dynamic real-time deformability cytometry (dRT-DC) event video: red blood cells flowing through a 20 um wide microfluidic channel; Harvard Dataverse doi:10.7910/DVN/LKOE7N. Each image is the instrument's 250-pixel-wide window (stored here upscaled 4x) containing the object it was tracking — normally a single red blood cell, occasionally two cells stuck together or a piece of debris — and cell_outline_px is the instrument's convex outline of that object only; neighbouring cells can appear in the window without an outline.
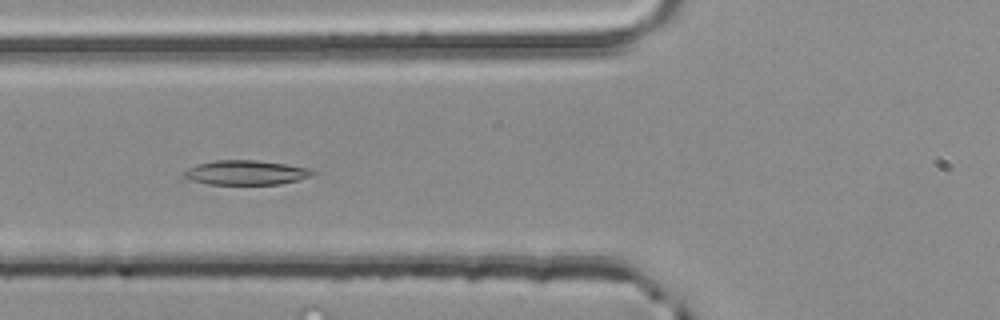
{"species": "common noctule bat (a hibernating species)", "species_latin": "Nyctalus noctula", "temperature_condition": "room temperature", "stored_images_in_passage": 37, "camera_frame_rate_fps": 3000, "um_per_image_px": 0.085, "animal": {"sex": "male", "body_mass_g": 20.4}, "frame": {"image": 1, "passage_image": 5, "time_ms": 1.333, "image_size_px": [1000, 320], "cell_outline_px": [[316, 172], [312, 176], [280, 184], [208, 184], [192, 180], [184, 176], [184, 172], [188, 168], [196, 164], [216, 160], [256, 160], [284, 164], [308, 168]], "centroid_in_image_um": [20.9, 14.66], "position_along_channel_um": 104.9, "area_um2": 18.15}}
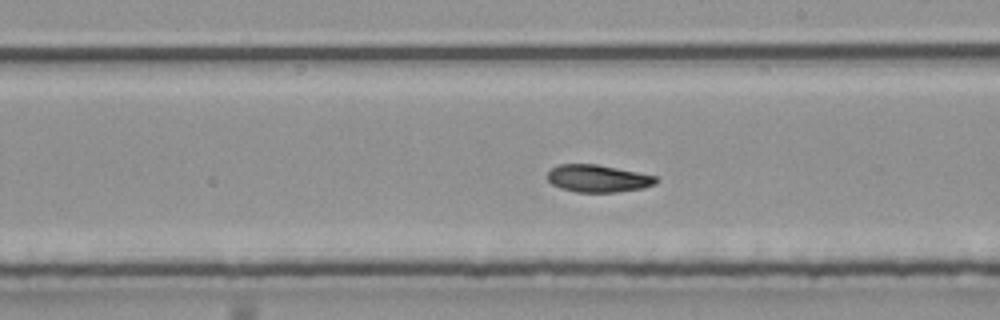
{"frame": {"image": 2, "passage_image": 15, "time_ms": 4.667, "image_size_px": [1000, 320], "cell_outline_px": [[660, 180], [656, 184], [644, 188], [616, 192], [576, 192], [560, 188], [552, 184], [548, 180], [548, 172], [556, 164], [596, 164], [656, 176]], "centroid_in_image_um": [50.83, 15.17], "position_along_channel_um": 238.2, "area_um2": 17.34}}
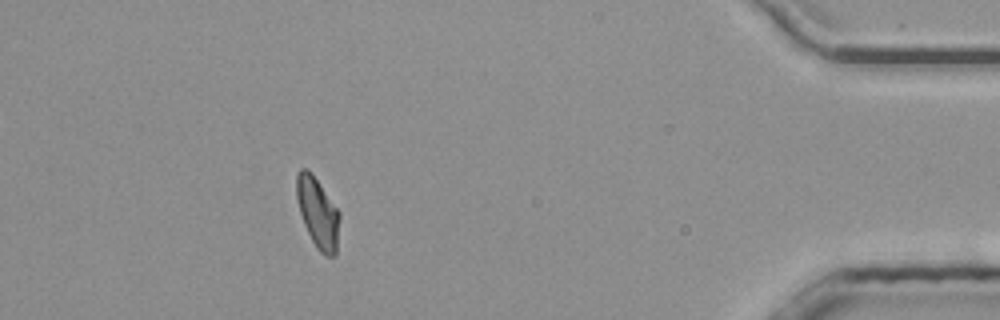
{"frame": {"image": 3, "passage_image": 32, "time_ms": 10.333, "image_size_px": [1000, 320], "cell_outline_px": [[340, 216], [336, 256], [324, 256], [316, 248], [304, 224], [300, 212], [296, 196], [296, 176], [300, 168], [308, 168], [340, 212]], "centroid_in_image_um": [27.01, 18.1], "position_along_channel_um": 408.2, "area_um2": 17.63}, "authors_computed_cell_mechanics": {"area_um2": 17.629, "velocity_mm_per_s": 3.9967, "shape_relaxation_time_tau1_ms": 11.0116, "shape_relaxation_time_tau2_ms": null, "deformation_change_tau1": 0.2302, "deformation_change_tau2": null}}